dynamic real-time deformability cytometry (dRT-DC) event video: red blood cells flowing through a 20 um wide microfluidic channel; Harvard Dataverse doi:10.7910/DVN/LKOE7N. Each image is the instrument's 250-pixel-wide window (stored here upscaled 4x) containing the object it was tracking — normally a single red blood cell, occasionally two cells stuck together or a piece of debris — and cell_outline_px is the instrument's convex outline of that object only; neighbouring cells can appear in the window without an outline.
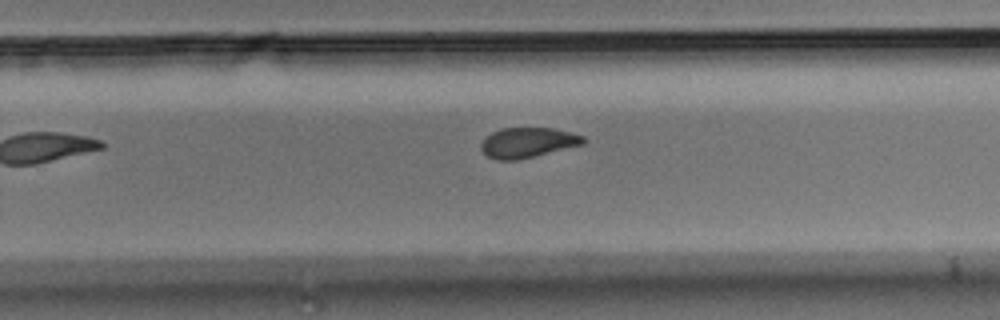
{"species": "Egyptian fruit bat (a non-hibernating species)", "species_latin": "Rousettus aegyptiacus", "temperature_condition": "room temperature", "stored_images_in_passage": 11, "camera_frame_rate_fps": 3000, "um_per_image_px": 0.085, "animal": {"sex": "male"}, "frame": {"image": 1, "passage_image": 10, "time_ms": 11.333, "image_size_px": [1000, 320], "cell_outline_px": [[588, 140], [584, 144], [516, 160], [496, 160], [488, 156], [480, 148], [480, 144], [484, 136], [500, 128], [552, 128], [572, 132], [584, 136]], "centroid_in_image_um": [44.85, 12.1], "position_along_channel_um": 285.0, "area_um2": 18.03}}
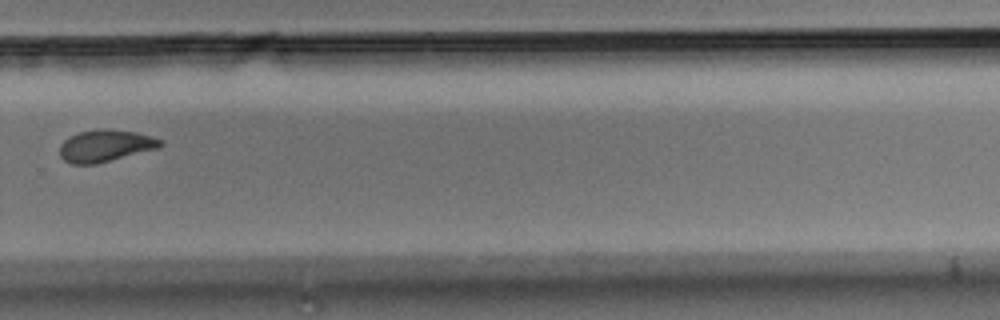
{"frame": {"image": 2, "passage_image": 11, "time_ms": 12.333, "image_size_px": [1000, 320], "cell_outline_px": [[164, 144], [160, 148], [96, 164], [72, 164], [64, 160], [60, 156], [60, 144], [68, 136], [80, 132], [100, 128], [108, 128], [136, 132], [152, 136], [164, 140]], "centroid_in_image_um": [8.99, 12.38], "position_along_channel_um": 320.8, "area_um2": 19.07}}